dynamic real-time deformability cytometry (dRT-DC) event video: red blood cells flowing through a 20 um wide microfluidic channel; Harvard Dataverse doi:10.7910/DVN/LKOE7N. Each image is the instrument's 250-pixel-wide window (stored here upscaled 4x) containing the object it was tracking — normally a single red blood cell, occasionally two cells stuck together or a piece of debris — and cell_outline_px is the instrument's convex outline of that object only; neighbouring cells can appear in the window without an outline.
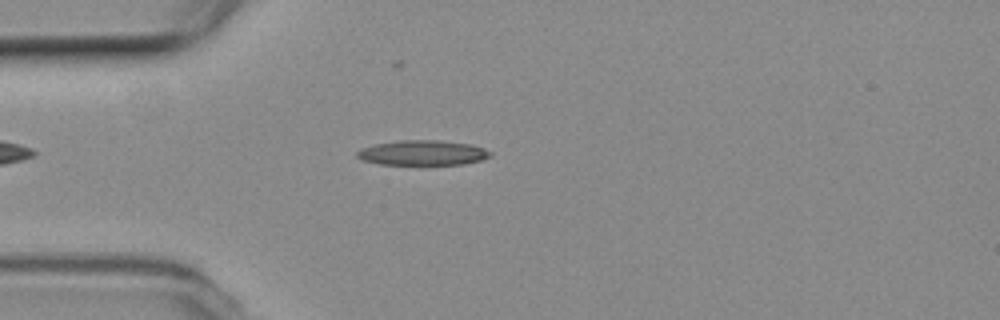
{"species": "common noctule bat (a hibernating species)", "species_latin": "Nyctalus noctula", "temperature_condition": "room temperature", "stored_images_in_passage": 46, "camera_frame_rate_fps": 3000, "um_per_image_px": 0.085, "animal": {"sex": "female", "body_mass_g": 19.3, "forearm_length_mm": 54.1}, "frame": {"image": 1, "passage_image": 7, "time_ms": 2.0, "image_size_px": [1000, 320], "cell_outline_px": [[492, 156], [480, 160], [464, 164], [420, 168], [380, 164], [360, 160], [356, 156], [356, 152], [360, 148], [376, 144], [400, 140], [440, 140], [472, 144], [484, 148], [492, 152]], "centroid_in_image_um": [35.92, 13.04], "position_along_channel_um": 49.1, "area_um2": 20.69}}
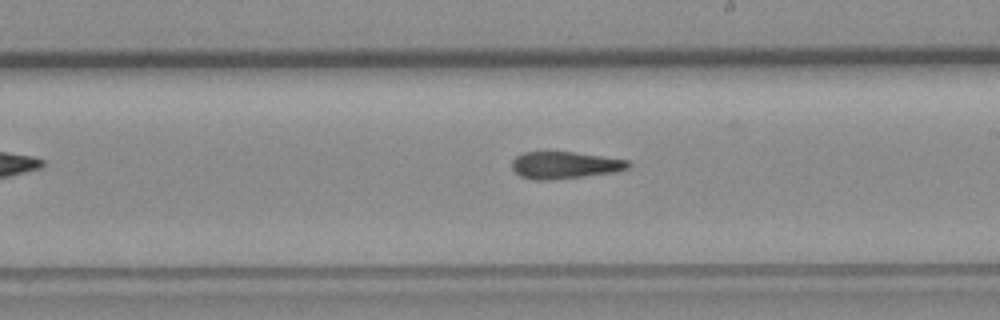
{"frame": {"image": 2, "passage_image": 23, "time_ms": 7.333, "image_size_px": [1000, 320], "cell_outline_px": [[632, 164], [628, 168], [616, 172], [552, 180], [536, 180], [520, 176], [512, 168], [512, 160], [516, 156], [524, 152], [576, 152], [628, 160]], "centroid_in_image_um": [48.02, 14.04], "position_along_channel_um": 241.0, "area_um2": 18.38}}
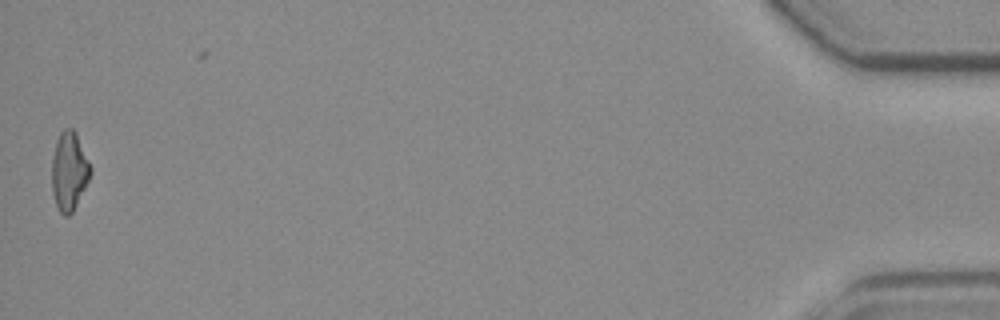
{"frame": {"image": 3, "passage_image": 46, "time_ms": 15.0, "image_size_px": [1000, 320], "cell_outline_px": [[92, 172], [72, 212], [68, 216], [64, 216], [60, 212], [56, 204], [52, 192], [52, 156], [56, 140], [60, 132], [64, 128], [72, 128], [76, 132], [92, 168]], "centroid_in_image_um": [5.87, 14.51], "position_along_channel_um": 429.3, "area_um2": 17.63}, "authors_computed_cell_mechanics": {"area_um2": 18.496, "velocity_mm_per_s": 3.7976, "shape_relaxation_time_tau1_ms": null, "shape_relaxation_time_tau2_ms": 6.9513, "deformation_change_tau1": null, "deformation_change_tau2": 0.181}}